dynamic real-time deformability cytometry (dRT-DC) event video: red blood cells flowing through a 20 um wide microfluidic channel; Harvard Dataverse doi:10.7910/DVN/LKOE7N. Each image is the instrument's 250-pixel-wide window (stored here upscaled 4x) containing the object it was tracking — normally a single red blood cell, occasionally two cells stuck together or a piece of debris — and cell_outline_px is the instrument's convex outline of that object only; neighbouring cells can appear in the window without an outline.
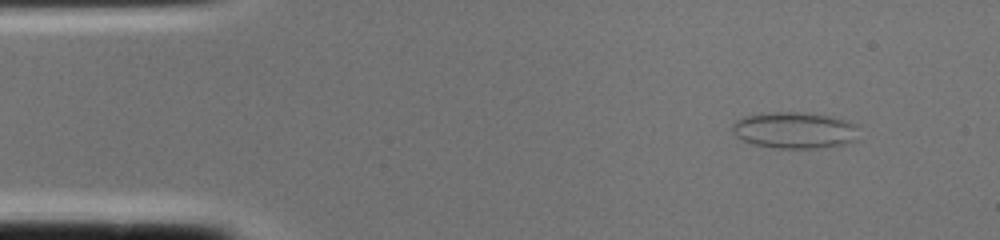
{"species": "common noctule bat (a hibernating species)", "species_latin": "Nyctalus noctula", "temperature_condition": "cold", "stored_images_in_passage": 1, "camera_frame_rate_fps": 3000, "um_per_image_px": 0.085, "animal": {"sex": "female", "body_mass_g": 22.0, "forearm_length_mm": 56.7}, "frame": {"image": 1, "passage_image": 1, "time_ms": 0.0, "image_size_px": [1000, 240], "cell_outline_px": [[860, 124], [856, 140], [844, 144], [816, 148], [776, 148], [756, 144], [744, 140], [736, 136], [732, 132], [732, 124], [736, 120], [744, 116], [768, 112], [800, 112], [828, 116], [848, 120]], "centroid_in_image_um": [67.58, 11.06], "position_along_channel_um": 17.4, "area_um2": 26.99}}